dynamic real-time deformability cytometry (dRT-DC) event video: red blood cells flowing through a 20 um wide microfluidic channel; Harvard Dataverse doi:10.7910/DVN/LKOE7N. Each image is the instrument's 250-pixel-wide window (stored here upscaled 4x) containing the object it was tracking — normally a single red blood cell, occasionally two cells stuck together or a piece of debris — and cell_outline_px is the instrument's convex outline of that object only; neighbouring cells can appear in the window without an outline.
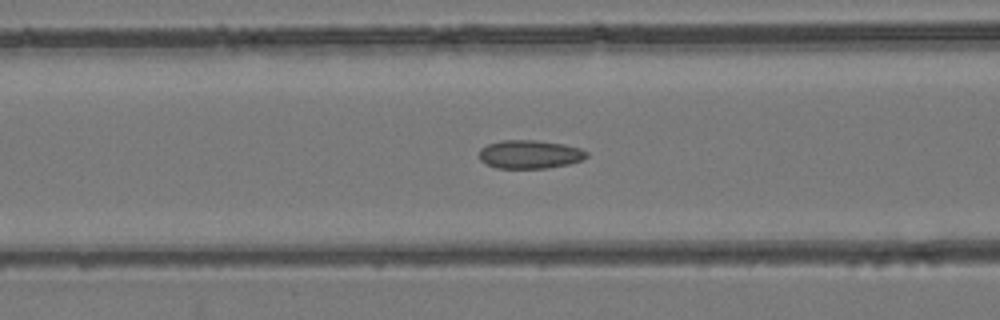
{"species": "common noctule bat (a hibernating species)", "species_latin": "Nyctalus noctula", "temperature_condition": "room temperature", "stored_images_in_passage": 48, "camera_frame_rate_fps": 3000, "um_per_image_px": 0.085, "animal": {"sex": "female", "body_mass_g": 24.6, "forearm_length_mm": 56.2}, "frame": {"image": 1, "passage_image": 20, "time_ms": 6.333, "image_size_px": [1000, 320], "cell_outline_px": [[588, 156], [580, 160], [568, 164], [548, 168], [496, 168], [480, 160], [480, 148], [488, 144], [500, 140], [536, 140], [564, 144], [580, 148], [588, 152]], "centroid_in_image_um": [45.03, 13.11], "position_along_channel_um": 121.6, "area_um2": 17.8}}
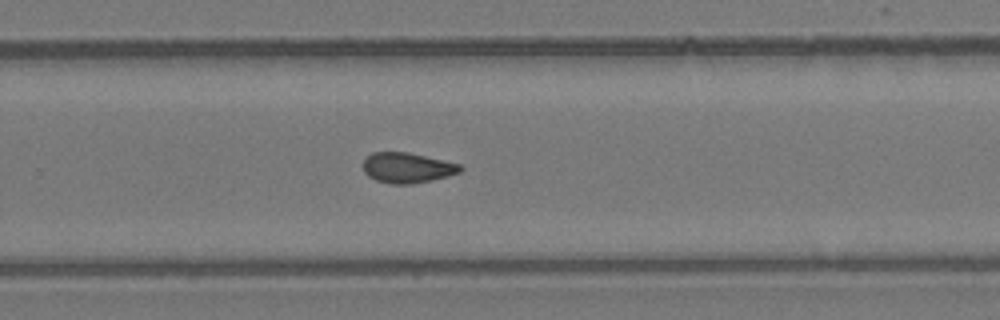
{"frame": {"image": 2, "passage_image": 32, "time_ms": 10.333, "image_size_px": [1000, 320], "cell_outline_px": [[464, 168], [460, 172], [448, 176], [432, 180], [412, 184], [392, 184], [376, 180], [368, 176], [364, 172], [364, 160], [372, 152], [408, 152], [460, 164]], "centroid_in_image_um": [34.63, 14.26], "position_along_channel_um": 295.2, "area_um2": 17.11}}
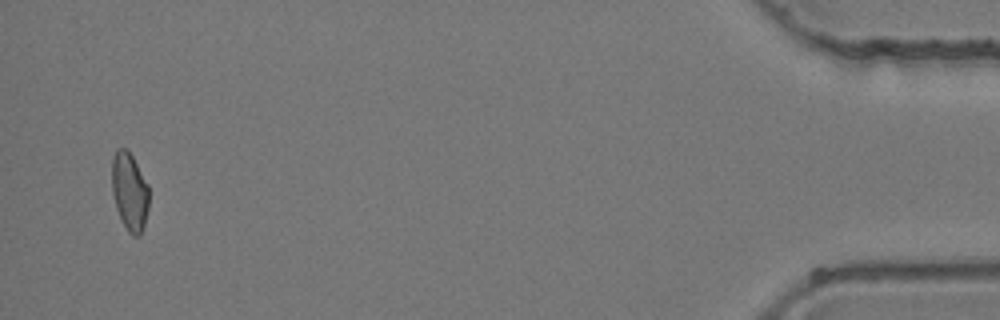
{"frame": {"image": 3, "passage_image": 47, "time_ms": 15.333, "image_size_px": [1000, 320], "cell_outline_px": [[148, 208], [144, 228], [140, 236], [132, 236], [128, 232], [116, 208], [112, 192], [112, 156], [116, 148], [128, 148], [148, 184]], "centroid_in_image_um": [11.01, 16.26], "position_along_channel_um": 424.2, "area_um2": 17.05}}